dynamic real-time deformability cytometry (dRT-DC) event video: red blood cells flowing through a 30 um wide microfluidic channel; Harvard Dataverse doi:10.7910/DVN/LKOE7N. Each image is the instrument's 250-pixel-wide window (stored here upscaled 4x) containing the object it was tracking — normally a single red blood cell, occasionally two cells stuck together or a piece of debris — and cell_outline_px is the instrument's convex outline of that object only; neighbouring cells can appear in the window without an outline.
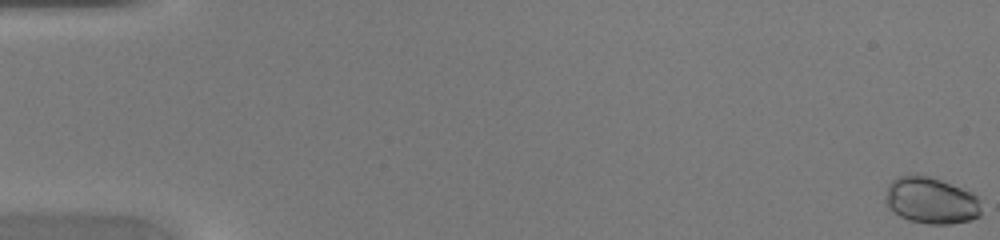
{"species": "common noctule bat (a hibernating species)", "species_latin": "Nyctalus noctula", "temperature_condition": "warm", "stored_images_in_passage": 48, "camera_frame_rate_fps": 3000, "um_per_image_px": 0.085, "animal": {"sex": "female", "body_mass_g": 20.0, "forearm_length_mm": 54.0}, "frame": {"image": 1, "passage_image": 1, "time_ms": 0.0, "image_size_px": [1000, 240], "cell_outline_px": [[980, 216], [972, 220], [952, 224], [928, 224], [908, 220], [900, 216], [888, 208], [884, 200], [888, 184], [892, 180], [900, 176], [928, 176], [940, 180], [960, 188], [976, 196], [980, 208]], "centroid_in_image_um": [79.1, 17.08], "position_along_channel_um": 5.9, "area_um2": 25.72}}
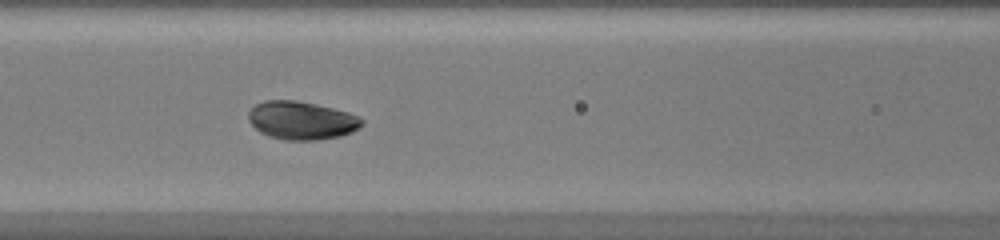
{"frame": {"image": 2, "passage_image": 22, "time_ms": 7.0, "image_size_px": [1000, 240], "cell_outline_px": [[364, 124], [360, 128], [352, 132], [340, 136], [316, 140], [284, 140], [268, 136], [260, 132], [248, 120], [248, 112], [256, 104], [264, 100], [296, 100], [316, 104], [348, 112], [360, 116], [364, 120]], "centroid_in_image_um": [25.65, 10.24], "position_along_channel_um": 140.9, "area_um2": 25.43}}
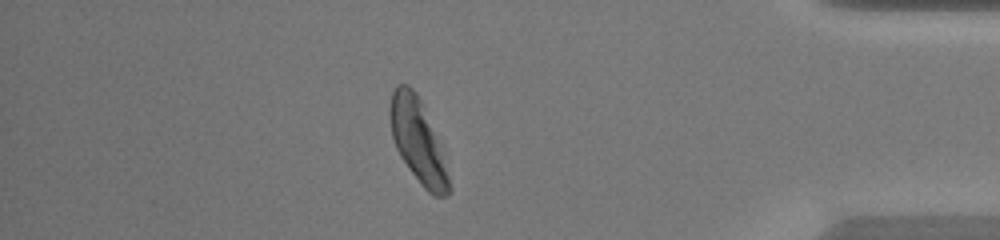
{"frame": {"image": 3, "passage_image": 42, "time_ms": 13.667, "image_size_px": [1000, 240], "cell_outline_px": [[452, 192], [448, 196], [432, 196], [420, 184], [408, 168], [400, 156], [396, 148], [392, 136], [388, 116], [388, 112], [392, 92], [396, 84], [408, 84], [416, 92], [444, 144], [452, 188]], "centroid_in_image_um": [35.59, 12.01], "position_along_channel_um": 399.6, "area_um2": 30.17}}